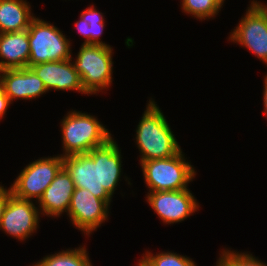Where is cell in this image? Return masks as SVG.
Returning a JSON list of instances; mask_svg holds the SVG:
<instances>
[{
	"mask_svg": "<svg viewBox=\"0 0 267 266\" xmlns=\"http://www.w3.org/2000/svg\"><path fill=\"white\" fill-rule=\"evenodd\" d=\"M136 129V144L140 162L165 159L177 155L181 147L163 112L154 100H149Z\"/></svg>",
	"mask_w": 267,
	"mask_h": 266,
	"instance_id": "6da1fadb",
	"label": "cell"
},
{
	"mask_svg": "<svg viewBox=\"0 0 267 266\" xmlns=\"http://www.w3.org/2000/svg\"><path fill=\"white\" fill-rule=\"evenodd\" d=\"M26 0H0V34L28 29L35 18Z\"/></svg>",
	"mask_w": 267,
	"mask_h": 266,
	"instance_id": "e0dca14e",
	"label": "cell"
},
{
	"mask_svg": "<svg viewBox=\"0 0 267 266\" xmlns=\"http://www.w3.org/2000/svg\"><path fill=\"white\" fill-rule=\"evenodd\" d=\"M109 206L105 200L97 198L89 190L75 188L67 215L78 230L89 236L108 220Z\"/></svg>",
	"mask_w": 267,
	"mask_h": 266,
	"instance_id": "9c48e42d",
	"label": "cell"
},
{
	"mask_svg": "<svg viewBox=\"0 0 267 266\" xmlns=\"http://www.w3.org/2000/svg\"><path fill=\"white\" fill-rule=\"evenodd\" d=\"M28 29L0 34V71L28 67Z\"/></svg>",
	"mask_w": 267,
	"mask_h": 266,
	"instance_id": "9a60e30c",
	"label": "cell"
},
{
	"mask_svg": "<svg viewBox=\"0 0 267 266\" xmlns=\"http://www.w3.org/2000/svg\"><path fill=\"white\" fill-rule=\"evenodd\" d=\"M113 49L110 45L82 44L74 64L88 95L107 90L112 83Z\"/></svg>",
	"mask_w": 267,
	"mask_h": 266,
	"instance_id": "3957f363",
	"label": "cell"
},
{
	"mask_svg": "<svg viewBox=\"0 0 267 266\" xmlns=\"http://www.w3.org/2000/svg\"><path fill=\"white\" fill-rule=\"evenodd\" d=\"M39 215V208L32 200L12 195L1 218L0 230L19 241H24L37 231Z\"/></svg>",
	"mask_w": 267,
	"mask_h": 266,
	"instance_id": "8fae6325",
	"label": "cell"
},
{
	"mask_svg": "<svg viewBox=\"0 0 267 266\" xmlns=\"http://www.w3.org/2000/svg\"><path fill=\"white\" fill-rule=\"evenodd\" d=\"M229 39L267 65V5L253 0Z\"/></svg>",
	"mask_w": 267,
	"mask_h": 266,
	"instance_id": "52a82bcc",
	"label": "cell"
},
{
	"mask_svg": "<svg viewBox=\"0 0 267 266\" xmlns=\"http://www.w3.org/2000/svg\"><path fill=\"white\" fill-rule=\"evenodd\" d=\"M75 188L70 174L63 167L38 201L40 214L54 218L68 212Z\"/></svg>",
	"mask_w": 267,
	"mask_h": 266,
	"instance_id": "5bb4252c",
	"label": "cell"
},
{
	"mask_svg": "<svg viewBox=\"0 0 267 266\" xmlns=\"http://www.w3.org/2000/svg\"><path fill=\"white\" fill-rule=\"evenodd\" d=\"M63 167L70 174L76 188L87 189L110 205L112 197L101 185L100 146L88 153L64 156Z\"/></svg>",
	"mask_w": 267,
	"mask_h": 266,
	"instance_id": "ba28073f",
	"label": "cell"
},
{
	"mask_svg": "<svg viewBox=\"0 0 267 266\" xmlns=\"http://www.w3.org/2000/svg\"><path fill=\"white\" fill-rule=\"evenodd\" d=\"M75 28L85 38L83 44H90L89 23L80 17L75 23Z\"/></svg>",
	"mask_w": 267,
	"mask_h": 266,
	"instance_id": "603a6c76",
	"label": "cell"
},
{
	"mask_svg": "<svg viewBox=\"0 0 267 266\" xmlns=\"http://www.w3.org/2000/svg\"><path fill=\"white\" fill-rule=\"evenodd\" d=\"M0 81L10 102L34 99L48 92L43 81L30 67L0 71Z\"/></svg>",
	"mask_w": 267,
	"mask_h": 266,
	"instance_id": "4fadbf2b",
	"label": "cell"
},
{
	"mask_svg": "<svg viewBox=\"0 0 267 266\" xmlns=\"http://www.w3.org/2000/svg\"><path fill=\"white\" fill-rule=\"evenodd\" d=\"M264 91H263V105H264V113L266 114L267 117V75L264 77Z\"/></svg>",
	"mask_w": 267,
	"mask_h": 266,
	"instance_id": "484cf974",
	"label": "cell"
},
{
	"mask_svg": "<svg viewBox=\"0 0 267 266\" xmlns=\"http://www.w3.org/2000/svg\"><path fill=\"white\" fill-rule=\"evenodd\" d=\"M12 104L9 97L4 93L2 83L0 81V120L3 119L9 105Z\"/></svg>",
	"mask_w": 267,
	"mask_h": 266,
	"instance_id": "d4e9b609",
	"label": "cell"
},
{
	"mask_svg": "<svg viewBox=\"0 0 267 266\" xmlns=\"http://www.w3.org/2000/svg\"><path fill=\"white\" fill-rule=\"evenodd\" d=\"M63 168V157H43L26 165L10 186L12 194L20 199L38 200Z\"/></svg>",
	"mask_w": 267,
	"mask_h": 266,
	"instance_id": "8992f818",
	"label": "cell"
},
{
	"mask_svg": "<svg viewBox=\"0 0 267 266\" xmlns=\"http://www.w3.org/2000/svg\"><path fill=\"white\" fill-rule=\"evenodd\" d=\"M118 144L111 138L100 146V174L101 185L112 197L121 178L122 155Z\"/></svg>",
	"mask_w": 267,
	"mask_h": 266,
	"instance_id": "2e32d148",
	"label": "cell"
},
{
	"mask_svg": "<svg viewBox=\"0 0 267 266\" xmlns=\"http://www.w3.org/2000/svg\"><path fill=\"white\" fill-rule=\"evenodd\" d=\"M147 202L166 224L184 221L199 209V204L188 188L177 191L148 192Z\"/></svg>",
	"mask_w": 267,
	"mask_h": 266,
	"instance_id": "30bf717a",
	"label": "cell"
},
{
	"mask_svg": "<svg viewBox=\"0 0 267 266\" xmlns=\"http://www.w3.org/2000/svg\"><path fill=\"white\" fill-rule=\"evenodd\" d=\"M141 259L148 266H197L191 258L169 251L155 255L147 251Z\"/></svg>",
	"mask_w": 267,
	"mask_h": 266,
	"instance_id": "ffe728a7",
	"label": "cell"
},
{
	"mask_svg": "<svg viewBox=\"0 0 267 266\" xmlns=\"http://www.w3.org/2000/svg\"><path fill=\"white\" fill-rule=\"evenodd\" d=\"M181 3L184 13L202 21L214 18L224 4V0H182Z\"/></svg>",
	"mask_w": 267,
	"mask_h": 266,
	"instance_id": "d6986e66",
	"label": "cell"
},
{
	"mask_svg": "<svg viewBox=\"0 0 267 266\" xmlns=\"http://www.w3.org/2000/svg\"><path fill=\"white\" fill-rule=\"evenodd\" d=\"M28 40V67L38 63L72 59L70 40L52 23L35 17L28 27Z\"/></svg>",
	"mask_w": 267,
	"mask_h": 266,
	"instance_id": "5b68a950",
	"label": "cell"
},
{
	"mask_svg": "<svg viewBox=\"0 0 267 266\" xmlns=\"http://www.w3.org/2000/svg\"><path fill=\"white\" fill-rule=\"evenodd\" d=\"M140 165L149 192L186 189L196 176L194 166L185 160L182 150L175 156L142 161Z\"/></svg>",
	"mask_w": 267,
	"mask_h": 266,
	"instance_id": "277c9868",
	"label": "cell"
},
{
	"mask_svg": "<svg viewBox=\"0 0 267 266\" xmlns=\"http://www.w3.org/2000/svg\"><path fill=\"white\" fill-rule=\"evenodd\" d=\"M35 74L43 81L47 91L71 90L88 94L82 86L81 78L75 70L72 59L50 61L30 66Z\"/></svg>",
	"mask_w": 267,
	"mask_h": 266,
	"instance_id": "7c38bea8",
	"label": "cell"
},
{
	"mask_svg": "<svg viewBox=\"0 0 267 266\" xmlns=\"http://www.w3.org/2000/svg\"><path fill=\"white\" fill-rule=\"evenodd\" d=\"M60 123L64 149V153L60 154L62 157L88 153L113 138L97 117L80 111H69Z\"/></svg>",
	"mask_w": 267,
	"mask_h": 266,
	"instance_id": "7a4b0ae2",
	"label": "cell"
},
{
	"mask_svg": "<svg viewBox=\"0 0 267 266\" xmlns=\"http://www.w3.org/2000/svg\"><path fill=\"white\" fill-rule=\"evenodd\" d=\"M32 266H93L87 250L84 247L66 249L58 253L47 255Z\"/></svg>",
	"mask_w": 267,
	"mask_h": 266,
	"instance_id": "ac0fdd59",
	"label": "cell"
},
{
	"mask_svg": "<svg viewBox=\"0 0 267 266\" xmlns=\"http://www.w3.org/2000/svg\"><path fill=\"white\" fill-rule=\"evenodd\" d=\"M94 5L89 6L81 12L80 17L89 23V33H90V44L93 45H107L105 42L100 40L103 33L105 21L103 18V13L98 11Z\"/></svg>",
	"mask_w": 267,
	"mask_h": 266,
	"instance_id": "44dd1931",
	"label": "cell"
},
{
	"mask_svg": "<svg viewBox=\"0 0 267 266\" xmlns=\"http://www.w3.org/2000/svg\"><path fill=\"white\" fill-rule=\"evenodd\" d=\"M12 190L11 188H4V186L0 185V223L1 218L4 214V210L7 206V203L9 201V198L12 196Z\"/></svg>",
	"mask_w": 267,
	"mask_h": 266,
	"instance_id": "cb8c5ba5",
	"label": "cell"
},
{
	"mask_svg": "<svg viewBox=\"0 0 267 266\" xmlns=\"http://www.w3.org/2000/svg\"><path fill=\"white\" fill-rule=\"evenodd\" d=\"M216 266H267L266 263L258 260L248 252H235L234 250L222 249Z\"/></svg>",
	"mask_w": 267,
	"mask_h": 266,
	"instance_id": "7402d4cb",
	"label": "cell"
},
{
	"mask_svg": "<svg viewBox=\"0 0 267 266\" xmlns=\"http://www.w3.org/2000/svg\"><path fill=\"white\" fill-rule=\"evenodd\" d=\"M137 266H148L142 259H139Z\"/></svg>",
	"mask_w": 267,
	"mask_h": 266,
	"instance_id": "4316f807",
	"label": "cell"
}]
</instances>
